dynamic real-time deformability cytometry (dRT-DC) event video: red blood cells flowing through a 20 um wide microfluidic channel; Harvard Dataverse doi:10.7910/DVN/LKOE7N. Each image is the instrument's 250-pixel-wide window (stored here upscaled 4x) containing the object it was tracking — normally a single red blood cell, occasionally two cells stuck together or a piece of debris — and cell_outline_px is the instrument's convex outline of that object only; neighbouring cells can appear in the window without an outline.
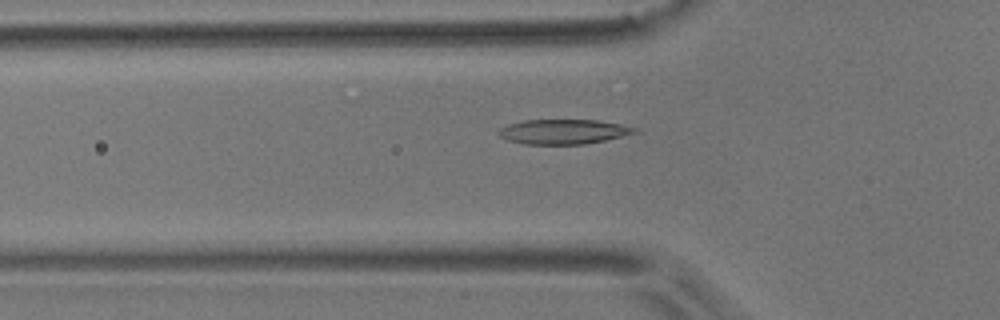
{"species": "common noctule bat (a hibernating species)", "species_latin": "Nyctalus noctula", "temperature_condition": "room temperature", "stored_images_in_passage": 38, "camera_frame_rate_fps": 3000, "um_per_image_px": 0.085, "animal": {"sex": "male", "body_mass_g": 17.9}, "frame": {"image": 1, "passage_image": 2, "time_ms": 0.333, "image_size_px": [1000, 320], "cell_outline_px": [[640, 128], [636, 132], [604, 140], [584, 144], [524, 144], [508, 140], [500, 136], [496, 132], [500, 128], [508, 124], [524, 120], [600, 120]], "centroid_in_image_um": [47.87, 11.18], "position_along_channel_um": 77.9, "area_um2": 19.54}}
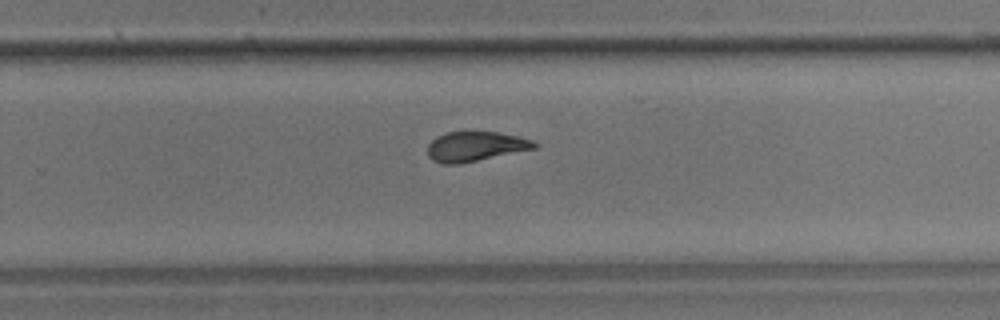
{"frame": {"image": 2, "passage_image": 19, "time_ms": 6.0, "image_size_px": [1000, 320], "cell_outline_px": [[540, 144], [536, 148], [460, 164], [444, 164], [432, 160], [428, 156], [428, 144], [436, 136], [448, 132], [496, 132], [516, 136], [532, 140]], "centroid_in_image_um": [40.4, 12.45], "position_along_channel_um": 289.4, "area_um2": 18.44}}
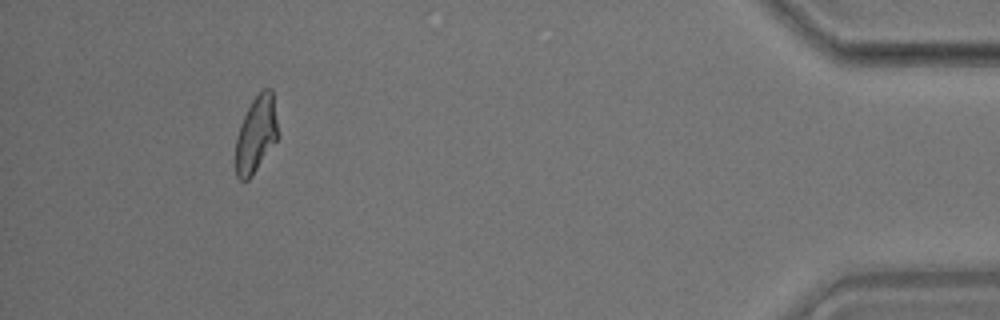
{"frame": {"image": 3, "passage_image": 34, "time_ms": 11.0, "image_size_px": [1000, 320], "cell_outline_px": [[280, 136], [252, 176], [248, 180], [240, 180], [236, 176], [236, 136], [240, 124], [252, 100], [264, 88], [272, 88]], "centroid_in_image_um": [21.79, 11.41], "position_along_channel_um": 413.4, "area_um2": 19.07}, "authors_computed_cell_mechanics": {"area_um2": 19.1318, "velocity_mm_per_s": 3.7246, "shape_relaxation_time_tau1_ms": 5.0542, "shape_relaxation_time_tau2_ms": 2.0081, "deformation_change_tau1": 0.167, "deformation_change_tau2": 0.0806}}